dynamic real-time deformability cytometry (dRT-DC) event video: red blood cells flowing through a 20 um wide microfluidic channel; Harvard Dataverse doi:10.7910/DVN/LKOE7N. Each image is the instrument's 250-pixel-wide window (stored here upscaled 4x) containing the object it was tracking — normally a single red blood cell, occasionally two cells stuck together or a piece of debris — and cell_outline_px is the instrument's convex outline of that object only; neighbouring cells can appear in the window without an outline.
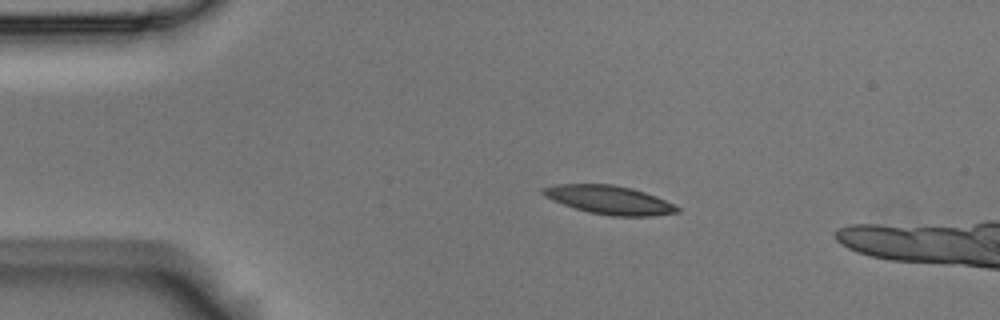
{"species": "Egyptian fruit bat (a non-hibernating species)", "species_latin": "Rousettus aegyptiacus", "temperature_condition": "room temperature", "stored_images_in_passage": 4, "camera_frame_rate_fps": 3000, "um_per_image_px": 0.085, "animal": {"sex": "male"}, "frame": {"image": 1, "passage_image": 2, "time_ms": 0.333, "image_size_px": [1000, 320], "cell_outline_px": [[680, 212], [652, 216], [612, 216], [588, 212], [564, 204], [544, 196], [540, 192], [540, 188], [556, 184], [612, 184], [632, 188], [656, 196], [680, 208]], "centroid_in_image_um": [51.77, 16.99], "position_along_channel_um": 33.2, "area_um2": 22.25}}